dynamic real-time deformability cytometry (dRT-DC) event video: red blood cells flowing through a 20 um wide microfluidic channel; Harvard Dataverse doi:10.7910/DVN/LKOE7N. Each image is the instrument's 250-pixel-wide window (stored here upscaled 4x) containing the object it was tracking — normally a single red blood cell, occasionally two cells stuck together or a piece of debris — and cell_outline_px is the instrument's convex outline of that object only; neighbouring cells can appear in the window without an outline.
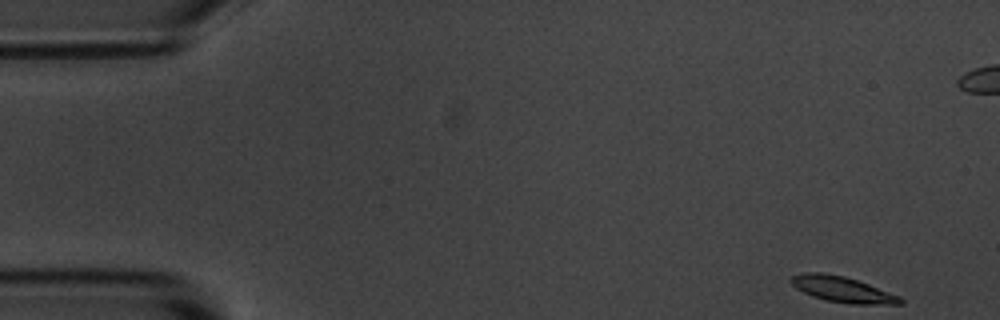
{"species": "common noctule bat (a hibernating species)", "species_latin": "Nyctalus noctula", "temperature_condition": "room temperature", "stored_images_in_passage": 55, "camera_frame_rate_fps": 3000, "um_per_image_px": 0.085, "animal": {"sex": "male", "body_mass_g": 20.1, "forearm_length_mm": 53.5}, "frame": {"image": 1, "passage_image": 1, "time_ms": 0.0, "image_size_px": [1000, 320], "cell_outline_px": [[904, 304], [848, 304], [824, 300], [812, 296], [796, 288], [788, 280], [792, 276], [804, 272], [824, 272], [844, 276], [868, 284], [900, 296], [904, 300]], "centroid_in_image_um": [71.59, 24.6], "position_along_channel_um": 13.4, "area_um2": 16.47}}
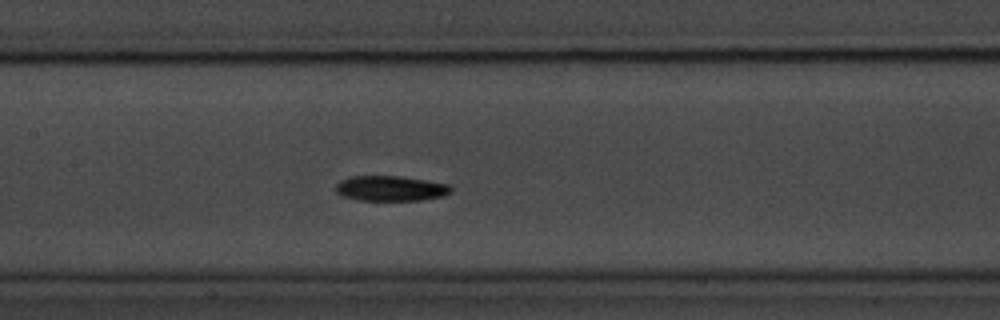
{"frame": {"image": 2, "passage_image": 24, "time_ms": 7.667, "image_size_px": [1000, 320], "cell_outline_px": [[452, 192], [444, 196], [424, 200], [356, 200], [340, 196], [336, 192], [336, 184], [340, 180], [348, 176], [400, 176], [448, 184], [452, 188]], "centroid_in_image_um": [33.17, 16.02], "position_along_channel_um": 174.2, "area_um2": 17.11}}
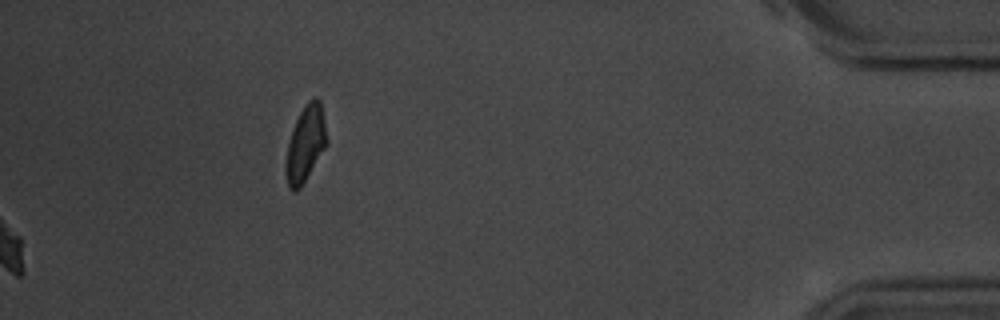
{"frame": {"image": 3, "passage_image": 55, "time_ms": 18.0, "image_size_px": [1000, 320], "cell_outline_px": [[328, 140], [324, 148], [300, 188], [296, 192], [292, 192], [288, 188], [284, 172], [284, 164], [288, 144], [292, 128], [304, 104], [308, 100], [316, 96], [320, 100]], "centroid_in_image_um": [25.93, 12.23], "position_along_channel_um": 409.3, "area_um2": 18.21}, "authors_computed_cell_mechanics": {"area_um2": 16.5308, "velocity_mm_per_s": 3.5608, "shape_relaxation_time_tau1_ms": 1.7609, "shape_relaxation_time_tau2_ms": null, "deformation_change_tau1": 0.1218, "deformation_change_tau2": null}}